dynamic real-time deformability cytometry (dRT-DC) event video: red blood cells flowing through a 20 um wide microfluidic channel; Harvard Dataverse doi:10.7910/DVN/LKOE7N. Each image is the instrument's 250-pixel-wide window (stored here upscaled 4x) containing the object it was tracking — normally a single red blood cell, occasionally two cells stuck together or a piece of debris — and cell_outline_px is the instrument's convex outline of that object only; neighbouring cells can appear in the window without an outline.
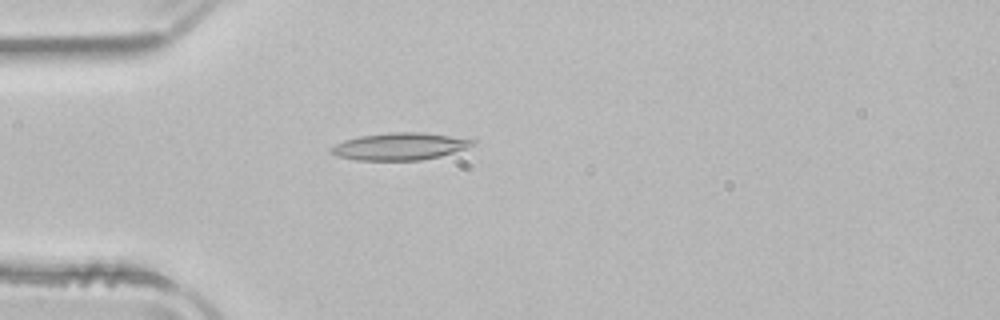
{"species": "common noctule bat (a hibernating species)", "species_latin": "Nyctalus noctula", "temperature_condition": "room temperature", "stored_images_in_passage": 49, "camera_frame_rate_fps": 3000, "um_per_image_px": 0.085, "animal": {"sex": "male", "body_mass_g": 21.5, "forearm_length_mm": 52.0}, "frame": {"image": 1, "passage_image": 12, "time_ms": 3.667, "image_size_px": [1000, 320], "cell_outline_px": [[476, 140], [468, 148], [440, 156], [420, 160], [356, 160], [336, 156], [328, 148], [344, 140], [360, 136], [388, 132], [420, 132]], "centroid_in_image_um": [33.94, 12.44], "position_along_channel_um": 51.1, "area_um2": 22.25}}
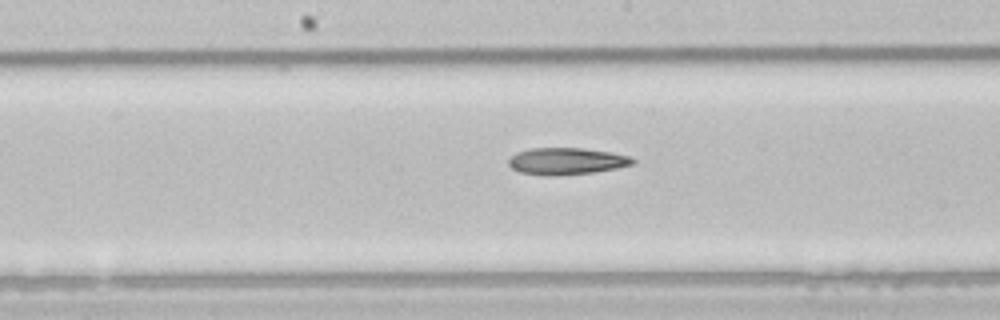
{"frame": {"image": 2, "passage_image": 24, "time_ms": 7.667, "image_size_px": [1000, 320], "cell_outline_px": [[636, 164], [616, 168], [592, 172], [548, 176], [520, 172], [512, 168], [508, 164], [508, 160], [516, 152], [528, 148], [584, 148], [612, 152], [628, 156], [636, 160]], "centroid_in_image_um": [48.15, 13.69], "position_along_channel_um": 200.0, "area_um2": 19.42}}
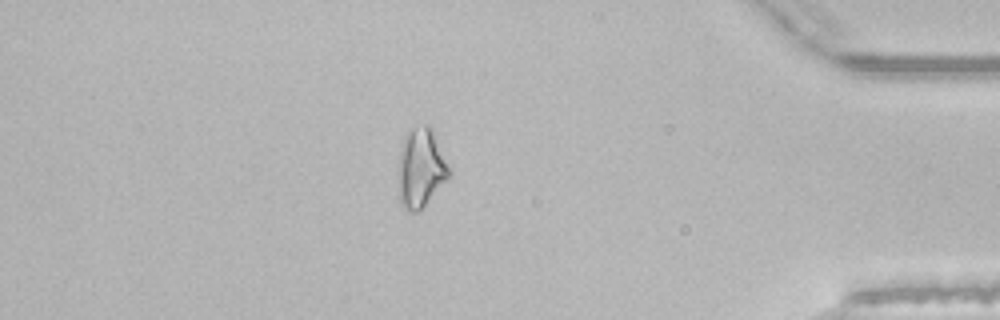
{"frame": {"image": 3, "passage_image": 42, "time_ms": 13.667, "image_size_px": [1000, 320], "cell_outline_px": [[448, 176], [424, 204], [416, 212], [408, 212], [400, 204], [396, 172], [400, 152], [404, 136], [412, 128], [424, 124], [428, 124], [432, 128], [448, 168]], "centroid_in_image_um": [35.68, 14.26], "position_along_channel_um": 399.5, "area_um2": 22.95}}